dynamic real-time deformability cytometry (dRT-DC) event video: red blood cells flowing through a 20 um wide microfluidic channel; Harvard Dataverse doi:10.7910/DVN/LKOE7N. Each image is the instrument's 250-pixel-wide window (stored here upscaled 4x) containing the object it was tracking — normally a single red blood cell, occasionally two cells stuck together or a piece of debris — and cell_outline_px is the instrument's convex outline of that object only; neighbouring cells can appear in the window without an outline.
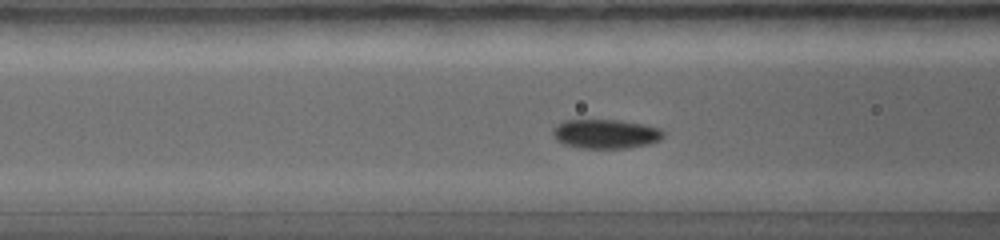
{"species": "common noctule bat (a hibernating species)", "species_latin": "Nyctalus noctula", "temperature_condition": "warm", "stored_images_in_passage": 39, "camera_frame_rate_fps": 5000, "um_per_image_px": 0.085, "animal": {"sex": "female", "body_mass_g": 19.0, "forearm_length_mm": 56.7}, "frame": {"image": 1, "passage_image": 14, "time_ms": 2.6, "image_size_px": [1000, 240], "cell_outline_px": [[664, 136], [660, 140], [648, 144], [624, 148], [580, 148], [564, 144], [556, 140], [552, 132], [552, 128], [556, 124], [564, 120], [620, 120], [644, 124], [660, 128], [664, 132]], "centroid_in_image_um": [51.47, 11.37], "position_along_channel_um": 115.1, "area_um2": 18.96}}
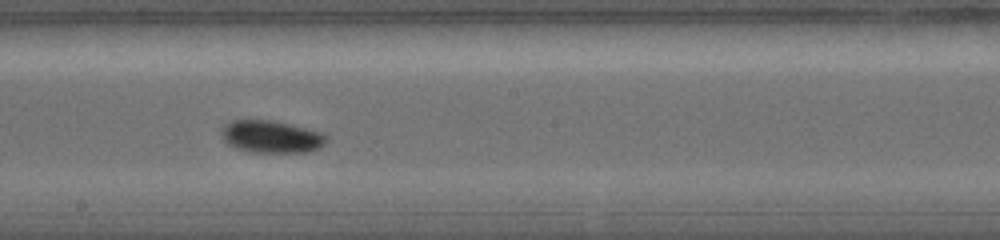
{"frame": {"image": 2, "passage_image": 22, "time_ms": 4.2, "image_size_px": [1000, 240], "cell_outline_px": [[328, 140], [320, 148], [308, 152], [252, 152], [236, 148], [228, 144], [224, 140], [220, 132], [224, 124], [232, 120], [272, 120], [292, 124], [320, 132], [328, 136]], "centroid_in_image_um": [23.07, 11.61], "position_along_channel_um": 225.1, "area_um2": 19.94}}
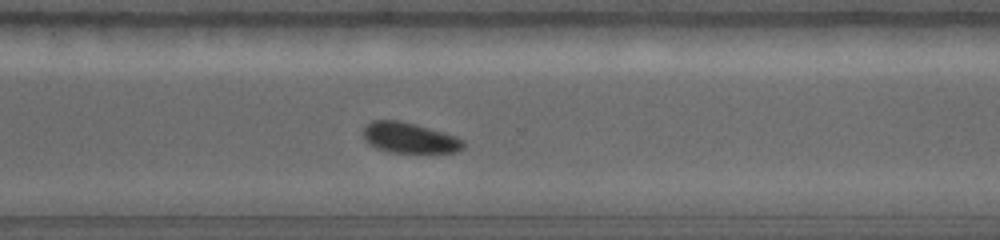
{"frame": {"image": 3, "passage_image": 30, "time_ms": 5.8, "image_size_px": [1000, 240], "cell_outline_px": [[464, 148], [456, 152], [388, 152], [376, 148], [368, 144], [364, 140], [364, 128], [372, 120], [400, 120], [416, 124], [456, 136], [464, 140]], "centroid_in_image_um": [34.8, 11.71], "position_along_channel_um": 335.8, "area_um2": 17.8}}